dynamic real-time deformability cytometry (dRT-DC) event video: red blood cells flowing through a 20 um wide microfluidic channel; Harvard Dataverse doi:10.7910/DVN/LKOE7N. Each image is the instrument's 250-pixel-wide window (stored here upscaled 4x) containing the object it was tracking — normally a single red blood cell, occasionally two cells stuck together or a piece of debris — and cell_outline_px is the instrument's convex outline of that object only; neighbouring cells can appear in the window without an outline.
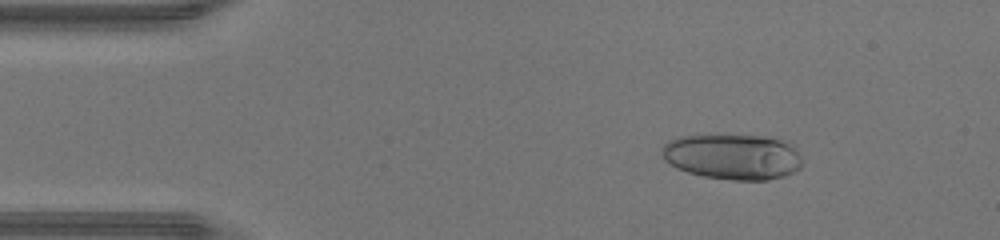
{"species": "human", "species_latin": "Homo sapiens", "temperature_condition": "warm", "stored_images_in_passage": 45, "camera_frame_rate_fps": 3000, "um_per_image_px": 0.085, "donor": {"sex": "male"}, "frame": {"image": 1, "passage_image": 6, "time_ms": 1.667, "image_size_px": [1000, 240], "cell_outline_px": [[800, 168], [784, 176], [768, 180], [732, 180], [704, 176], [688, 172], [676, 168], [664, 160], [660, 152], [660, 148], [668, 140], [680, 136], [768, 136], [784, 140], [792, 144], [796, 148], [800, 156]], "centroid_in_image_um": [62.26, 13.32], "position_along_channel_um": 22.7, "area_um2": 37.34}}
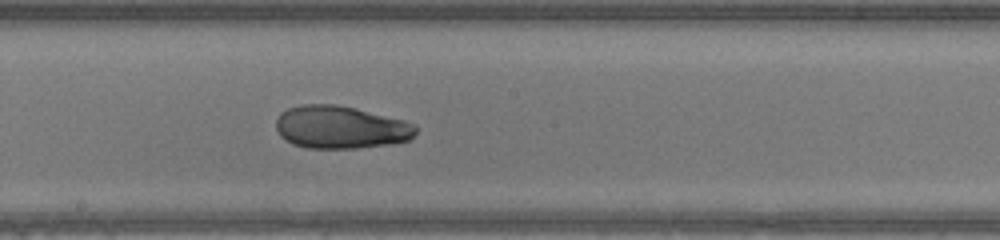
{"frame": {"image": 2, "passage_image": 24, "time_ms": 7.667, "image_size_px": [1000, 240], "cell_outline_px": [[416, 132], [408, 140], [388, 144], [356, 148], [308, 148], [292, 144], [284, 140], [280, 136], [276, 128], [276, 120], [280, 112], [288, 108], [300, 104], [332, 104], [356, 108], [404, 120], [416, 124]], "centroid_in_image_um": [28.91, 10.81], "position_along_channel_um": 219.3, "area_um2": 34.91}}
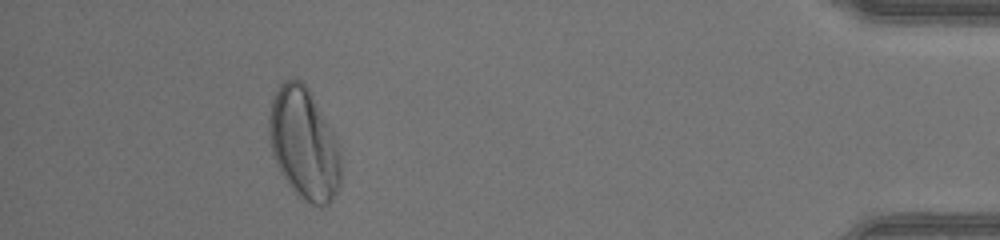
{"frame": {"image": 3, "passage_image": 41, "time_ms": 13.333, "image_size_px": [1000, 240], "cell_outline_px": [[340, 188], [332, 200], [328, 204], [320, 208], [304, 200], [296, 192], [280, 172], [276, 164], [272, 152], [268, 136], [268, 116], [272, 96], [280, 84], [284, 80], [300, 80], [308, 88], [340, 144]], "centroid_in_image_um": [25.84, 12.23], "position_along_channel_um": 409.4, "area_um2": 46.93}, "authors_computed_cell_mechanics": {"area_um2": 37.1076, "velocity_mm_per_s": 4.4908, "shape_relaxation_time_tau1_ms": 4.2422, "shape_relaxation_time_tau2_ms": 1.7476, "deformation_change_tau1": 0.208, "deformation_change_tau2": 0.0689}}